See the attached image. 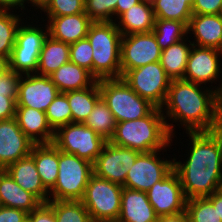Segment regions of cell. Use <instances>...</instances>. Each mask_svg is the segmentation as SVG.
Masks as SVG:
<instances>
[{
    "label": "cell",
    "mask_w": 222,
    "mask_h": 222,
    "mask_svg": "<svg viewBox=\"0 0 222 222\" xmlns=\"http://www.w3.org/2000/svg\"><path fill=\"white\" fill-rule=\"evenodd\" d=\"M200 87L201 84L183 79L171 80L161 112L172 138L175 136V125L168 123L169 119L185 126L186 133L214 130L217 112L222 105V82L219 87L211 90L209 87Z\"/></svg>",
    "instance_id": "6da1fadb"
},
{
    "label": "cell",
    "mask_w": 222,
    "mask_h": 222,
    "mask_svg": "<svg viewBox=\"0 0 222 222\" xmlns=\"http://www.w3.org/2000/svg\"><path fill=\"white\" fill-rule=\"evenodd\" d=\"M30 156L34 159L44 187L50 191L58 177L59 149L53 143L34 144Z\"/></svg>",
    "instance_id": "d4e9b609"
},
{
    "label": "cell",
    "mask_w": 222,
    "mask_h": 222,
    "mask_svg": "<svg viewBox=\"0 0 222 222\" xmlns=\"http://www.w3.org/2000/svg\"><path fill=\"white\" fill-rule=\"evenodd\" d=\"M59 93L58 88L49 76L37 74L21 75L17 107H31L46 112L48 106Z\"/></svg>",
    "instance_id": "9a60e30c"
},
{
    "label": "cell",
    "mask_w": 222,
    "mask_h": 222,
    "mask_svg": "<svg viewBox=\"0 0 222 222\" xmlns=\"http://www.w3.org/2000/svg\"><path fill=\"white\" fill-rule=\"evenodd\" d=\"M21 75L9 69L0 75V95L18 98V89Z\"/></svg>",
    "instance_id": "ab89813d"
},
{
    "label": "cell",
    "mask_w": 222,
    "mask_h": 222,
    "mask_svg": "<svg viewBox=\"0 0 222 222\" xmlns=\"http://www.w3.org/2000/svg\"><path fill=\"white\" fill-rule=\"evenodd\" d=\"M220 51L222 52V39H221V44H220Z\"/></svg>",
    "instance_id": "11a10c76"
},
{
    "label": "cell",
    "mask_w": 222,
    "mask_h": 222,
    "mask_svg": "<svg viewBox=\"0 0 222 222\" xmlns=\"http://www.w3.org/2000/svg\"><path fill=\"white\" fill-rule=\"evenodd\" d=\"M122 78L140 97L156 108H162L171 79L160 61L129 70Z\"/></svg>",
    "instance_id": "30bf717a"
},
{
    "label": "cell",
    "mask_w": 222,
    "mask_h": 222,
    "mask_svg": "<svg viewBox=\"0 0 222 222\" xmlns=\"http://www.w3.org/2000/svg\"><path fill=\"white\" fill-rule=\"evenodd\" d=\"M152 32L162 51L188 36L187 25L175 20L155 19Z\"/></svg>",
    "instance_id": "4dcf8cb0"
},
{
    "label": "cell",
    "mask_w": 222,
    "mask_h": 222,
    "mask_svg": "<svg viewBox=\"0 0 222 222\" xmlns=\"http://www.w3.org/2000/svg\"><path fill=\"white\" fill-rule=\"evenodd\" d=\"M34 143L20 129L17 119L0 121V170L30 155Z\"/></svg>",
    "instance_id": "e0dca14e"
},
{
    "label": "cell",
    "mask_w": 222,
    "mask_h": 222,
    "mask_svg": "<svg viewBox=\"0 0 222 222\" xmlns=\"http://www.w3.org/2000/svg\"><path fill=\"white\" fill-rule=\"evenodd\" d=\"M187 39L189 38L187 37L186 39L170 45L161 53V66L171 80L184 79L187 60L193 46L191 43L192 41Z\"/></svg>",
    "instance_id": "83f0119b"
},
{
    "label": "cell",
    "mask_w": 222,
    "mask_h": 222,
    "mask_svg": "<svg viewBox=\"0 0 222 222\" xmlns=\"http://www.w3.org/2000/svg\"><path fill=\"white\" fill-rule=\"evenodd\" d=\"M147 198L157 216L182 213L186 208V197L178 173L174 168L147 192Z\"/></svg>",
    "instance_id": "5bb4252c"
},
{
    "label": "cell",
    "mask_w": 222,
    "mask_h": 222,
    "mask_svg": "<svg viewBox=\"0 0 222 222\" xmlns=\"http://www.w3.org/2000/svg\"><path fill=\"white\" fill-rule=\"evenodd\" d=\"M48 36V27L38 28V25H19L16 40L9 58V69L20 75L36 74L38 59Z\"/></svg>",
    "instance_id": "9c48e42d"
},
{
    "label": "cell",
    "mask_w": 222,
    "mask_h": 222,
    "mask_svg": "<svg viewBox=\"0 0 222 222\" xmlns=\"http://www.w3.org/2000/svg\"><path fill=\"white\" fill-rule=\"evenodd\" d=\"M156 222H190L186 211L182 213L158 216Z\"/></svg>",
    "instance_id": "f6af8a7d"
},
{
    "label": "cell",
    "mask_w": 222,
    "mask_h": 222,
    "mask_svg": "<svg viewBox=\"0 0 222 222\" xmlns=\"http://www.w3.org/2000/svg\"><path fill=\"white\" fill-rule=\"evenodd\" d=\"M23 222H30V220L28 218H26Z\"/></svg>",
    "instance_id": "9f6ffc18"
},
{
    "label": "cell",
    "mask_w": 222,
    "mask_h": 222,
    "mask_svg": "<svg viewBox=\"0 0 222 222\" xmlns=\"http://www.w3.org/2000/svg\"><path fill=\"white\" fill-rule=\"evenodd\" d=\"M86 38L93 50L92 75L97 80L121 78L122 34L116 22H93Z\"/></svg>",
    "instance_id": "277c9868"
},
{
    "label": "cell",
    "mask_w": 222,
    "mask_h": 222,
    "mask_svg": "<svg viewBox=\"0 0 222 222\" xmlns=\"http://www.w3.org/2000/svg\"><path fill=\"white\" fill-rule=\"evenodd\" d=\"M141 2H147V3H150L152 4L155 0H140Z\"/></svg>",
    "instance_id": "db71d44e"
},
{
    "label": "cell",
    "mask_w": 222,
    "mask_h": 222,
    "mask_svg": "<svg viewBox=\"0 0 222 222\" xmlns=\"http://www.w3.org/2000/svg\"><path fill=\"white\" fill-rule=\"evenodd\" d=\"M187 3L192 7L195 3V0H186Z\"/></svg>",
    "instance_id": "f5cc1de1"
},
{
    "label": "cell",
    "mask_w": 222,
    "mask_h": 222,
    "mask_svg": "<svg viewBox=\"0 0 222 222\" xmlns=\"http://www.w3.org/2000/svg\"><path fill=\"white\" fill-rule=\"evenodd\" d=\"M15 118L20 129L34 144L53 143L55 131L49 125L45 112L31 107H16Z\"/></svg>",
    "instance_id": "d6986e66"
},
{
    "label": "cell",
    "mask_w": 222,
    "mask_h": 222,
    "mask_svg": "<svg viewBox=\"0 0 222 222\" xmlns=\"http://www.w3.org/2000/svg\"><path fill=\"white\" fill-rule=\"evenodd\" d=\"M118 0H85V13L93 22L116 21L115 10ZM115 17V20L113 18Z\"/></svg>",
    "instance_id": "8d00e7d4"
},
{
    "label": "cell",
    "mask_w": 222,
    "mask_h": 222,
    "mask_svg": "<svg viewBox=\"0 0 222 222\" xmlns=\"http://www.w3.org/2000/svg\"><path fill=\"white\" fill-rule=\"evenodd\" d=\"M68 98L73 123H84L92 112L96 102L101 98L99 80L92 86L64 93Z\"/></svg>",
    "instance_id": "f1b7e54d"
},
{
    "label": "cell",
    "mask_w": 222,
    "mask_h": 222,
    "mask_svg": "<svg viewBox=\"0 0 222 222\" xmlns=\"http://www.w3.org/2000/svg\"><path fill=\"white\" fill-rule=\"evenodd\" d=\"M27 216L23 210L0 205V222H23Z\"/></svg>",
    "instance_id": "7bdbcfd3"
},
{
    "label": "cell",
    "mask_w": 222,
    "mask_h": 222,
    "mask_svg": "<svg viewBox=\"0 0 222 222\" xmlns=\"http://www.w3.org/2000/svg\"><path fill=\"white\" fill-rule=\"evenodd\" d=\"M48 35L67 44L87 37L93 21L83 12L65 16H47Z\"/></svg>",
    "instance_id": "ac0fdd59"
},
{
    "label": "cell",
    "mask_w": 222,
    "mask_h": 222,
    "mask_svg": "<svg viewBox=\"0 0 222 222\" xmlns=\"http://www.w3.org/2000/svg\"><path fill=\"white\" fill-rule=\"evenodd\" d=\"M10 11L0 9V55L8 58L15 44L17 29L22 22L20 15Z\"/></svg>",
    "instance_id": "836d02e7"
},
{
    "label": "cell",
    "mask_w": 222,
    "mask_h": 222,
    "mask_svg": "<svg viewBox=\"0 0 222 222\" xmlns=\"http://www.w3.org/2000/svg\"><path fill=\"white\" fill-rule=\"evenodd\" d=\"M51 0H27L26 3L32 4V6L37 7L35 9L43 10Z\"/></svg>",
    "instance_id": "f907efd6"
},
{
    "label": "cell",
    "mask_w": 222,
    "mask_h": 222,
    "mask_svg": "<svg viewBox=\"0 0 222 222\" xmlns=\"http://www.w3.org/2000/svg\"><path fill=\"white\" fill-rule=\"evenodd\" d=\"M60 93L92 86L97 79L87 69L68 61L49 75Z\"/></svg>",
    "instance_id": "484cf974"
},
{
    "label": "cell",
    "mask_w": 222,
    "mask_h": 222,
    "mask_svg": "<svg viewBox=\"0 0 222 222\" xmlns=\"http://www.w3.org/2000/svg\"><path fill=\"white\" fill-rule=\"evenodd\" d=\"M85 0H51L42 10L47 16H65L85 12Z\"/></svg>",
    "instance_id": "f35d334b"
},
{
    "label": "cell",
    "mask_w": 222,
    "mask_h": 222,
    "mask_svg": "<svg viewBox=\"0 0 222 222\" xmlns=\"http://www.w3.org/2000/svg\"><path fill=\"white\" fill-rule=\"evenodd\" d=\"M185 211L190 222H222L217 206H213L207 197L187 199Z\"/></svg>",
    "instance_id": "e575fe53"
},
{
    "label": "cell",
    "mask_w": 222,
    "mask_h": 222,
    "mask_svg": "<svg viewBox=\"0 0 222 222\" xmlns=\"http://www.w3.org/2000/svg\"><path fill=\"white\" fill-rule=\"evenodd\" d=\"M221 55L222 52L216 48L193 45L187 60L183 80L201 85L208 82H211V84L215 82L216 84L215 80L219 79L222 73Z\"/></svg>",
    "instance_id": "2e32d148"
},
{
    "label": "cell",
    "mask_w": 222,
    "mask_h": 222,
    "mask_svg": "<svg viewBox=\"0 0 222 222\" xmlns=\"http://www.w3.org/2000/svg\"><path fill=\"white\" fill-rule=\"evenodd\" d=\"M141 152L113 145L107 141L93 163V174L100 178L123 185L126 175Z\"/></svg>",
    "instance_id": "4fadbf2b"
},
{
    "label": "cell",
    "mask_w": 222,
    "mask_h": 222,
    "mask_svg": "<svg viewBox=\"0 0 222 222\" xmlns=\"http://www.w3.org/2000/svg\"><path fill=\"white\" fill-rule=\"evenodd\" d=\"M47 120L51 128L56 131L59 127L72 123V113L68 98L64 93H59L48 106L46 112Z\"/></svg>",
    "instance_id": "d590c367"
},
{
    "label": "cell",
    "mask_w": 222,
    "mask_h": 222,
    "mask_svg": "<svg viewBox=\"0 0 222 222\" xmlns=\"http://www.w3.org/2000/svg\"><path fill=\"white\" fill-rule=\"evenodd\" d=\"M17 101L13 97L0 95V121L15 117Z\"/></svg>",
    "instance_id": "ee69618b"
},
{
    "label": "cell",
    "mask_w": 222,
    "mask_h": 222,
    "mask_svg": "<svg viewBox=\"0 0 222 222\" xmlns=\"http://www.w3.org/2000/svg\"><path fill=\"white\" fill-rule=\"evenodd\" d=\"M99 91L116 123L146 117L156 108L140 97L123 78L99 80Z\"/></svg>",
    "instance_id": "5b68a950"
},
{
    "label": "cell",
    "mask_w": 222,
    "mask_h": 222,
    "mask_svg": "<svg viewBox=\"0 0 222 222\" xmlns=\"http://www.w3.org/2000/svg\"><path fill=\"white\" fill-rule=\"evenodd\" d=\"M70 44L56 40L48 35L43 43L39 59L37 75L49 76L60 66L70 61Z\"/></svg>",
    "instance_id": "4316f807"
},
{
    "label": "cell",
    "mask_w": 222,
    "mask_h": 222,
    "mask_svg": "<svg viewBox=\"0 0 222 222\" xmlns=\"http://www.w3.org/2000/svg\"><path fill=\"white\" fill-rule=\"evenodd\" d=\"M160 151L162 150L141 152L130 167L122 186L147 192L155 183L162 180L173 169L174 160H162L158 156Z\"/></svg>",
    "instance_id": "8fae6325"
},
{
    "label": "cell",
    "mask_w": 222,
    "mask_h": 222,
    "mask_svg": "<svg viewBox=\"0 0 222 222\" xmlns=\"http://www.w3.org/2000/svg\"><path fill=\"white\" fill-rule=\"evenodd\" d=\"M70 61L83 67L92 74L93 50L87 38L70 44Z\"/></svg>",
    "instance_id": "74e56055"
},
{
    "label": "cell",
    "mask_w": 222,
    "mask_h": 222,
    "mask_svg": "<svg viewBox=\"0 0 222 222\" xmlns=\"http://www.w3.org/2000/svg\"><path fill=\"white\" fill-rule=\"evenodd\" d=\"M106 140L84 123H69L55 131L53 144L61 151L94 163Z\"/></svg>",
    "instance_id": "ba28073f"
},
{
    "label": "cell",
    "mask_w": 222,
    "mask_h": 222,
    "mask_svg": "<svg viewBox=\"0 0 222 222\" xmlns=\"http://www.w3.org/2000/svg\"><path fill=\"white\" fill-rule=\"evenodd\" d=\"M161 53L162 50L153 32L122 36L121 78L129 70L160 61Z\"/></svg>",
    "instance_id": "7c38bea8"
},
{
    "label": "cell",
    "mask_w": 222,
    "mask_h": 222,
    "mask_svg": "<svg viewBox=\"0 0 222 222\" xmlns=\"http://www.w3.org/2000/svg\"><path fill=\"white\" fill-rule=\"evenodd\" d=\"M118 19L115 21L118 22L116 26L122 36H126L133 33L152 32L156 18L152 4L140 1L122 13Z\"/></svg>",
    "instance_id": "603a6c76"
},
{
    "label": "cell",
    "mask_w": 222,
    "mask_h": 222,
    "mask_svg": "<svg viewBox=\"0 0 222 222\" xmlns=\"http://www.w3.org/2000/svg\"><path fill=\"white\" fill-rule=\"evenodd\" d=\"M27 0H0V9L3 10H13L17 8H21V10H25V2Z\"/></svg>",
    "instance_id": "bcb514c9"
},
{
    "label": "cell",
    "mask_w": 222,
    "mask_h": 222,
    "mask_svg": "<svg viewBox=\"0 0 222 222\" xmlns=\"http://www.w3.org/2000/svg\"><path fill=\"white\" fill-rule=\"evenodd\" d=\"M122 189V185L92 174L81 201L93 222L117 221L121 209Z\"/></svg>",
    "instance_id": "52a82bcc"
},
{
    "label": "cell",
    "mask_w": 222,
    "mask_h": 222,
    "mask_svg": "<svg viewBox=\"0 0 222 222\" xmlns=\"http://www.w3.org/2000/svg\"><path fill=\"white\" fill-rule=\"evenodd\" d=\"M190 150L185 162L173 158L186 199L207 197L222 189V143L213 132H187Z\"/></svg>",
    "instance_id": "7a4b0ae2"
},
{
    "label": "cell",
    "mask_w": 222,
    "mask_h": 222,
    "mask_svg": "<svg viewBox=\"0 0 222 222\" xmlns=\"http://www.w3.org/2000/svg\"><path fill=\"white\" fill-rule=\"evenodd\" d=\"M152 6L156 19L181 21L187 26L193 15L186 0H155Z\"/></svg>",
    "instance_id": "d6a6232c"
},
{
    "label": "cell",
    "mask_w": 222,
    "mask_h": 222,
    "mask_svg": "<svg viewBox=\"0 0 222 222\" xmlns=\"http://www.w3.org/2000/svg\"><path fill=\"white\" fill-rule=\"evenodd\" d=\"M187 31L194 35L195 42H192L193 45L212 47L220 51L222 14H193L187 26Z\"/></svg>",
    "instance_id": "ffe728a7"
},
{
    "label": "cell",
    "mask_w": 222,
    "mask_h": 222,
    "mask_svg": "<svg viewBox=\"0 0 222 222\" xmlns=\"http://www.w3.org/2000/svg\"><path fill=\"white\" fill-rule=\"evenodd\" d=\"M193 14H222V0H195Z\"/></svg>",
    "instance_id": "60d3db41"
},
{
    "label": "cell",
    "mask_w": 222,
    "mask_h": 222,
    "mask_svg": "<svg viewBox=\"0 0 222 222\" xmlns=\"http://www.w3.org/2000/svg\"><path fill=\"white\" fill-rule=\"evenodd\" d=\"M4 170L18 185L33 194L41 203L49 201V191L44 187L34 159L30 155L11 163Z\"/></svg>",
    "instance_id": "44dd1931"
},
{
    "label": "cell",
    "mask_w": 222,
    "mask_h": 222,
    "mask_svg": "<svg viewBox=\"0 0 222 222\" xmlns=\"http://www.w3.org/2000/svg\"><path fill=\"white\" fill-rule=\"evenodd\" d=\"M157 217L146 192L123 187L121 209L116 222H156Z\"/></svg>",
    "instance_id": "7402d4cb"
},
{
    "label": "cell",
    "mask_w": 222,
    "mask_h": 222,
    "mask_svg": "<svg viewBox=\"0 0 222 222\" xmlns=\"http://www.w3.org/2000/svg\"><path fill=\"white\" fill-rule=\"evenodd\" d=\"M9 70V58L0 55V75Z\"/></svg>",
    "instance_id": "816d5d0a"
},
{
    "label": "cell",
    "mask_w": 222,
    "mask_h": 222,
    "mask_svg": "<svg viewBox=\"0 0 222 222\" xmlns=\"http://www.w3.org/2000/svg\"><path fill=\"white\" fill-rule=\"evenodd\" d=\"M40 204L41 202L33 194L18 185L5 170H0L1 206L20 209L29 214Z\"/></svg>",
    "instance_id": "cb8c5ba5"
},
{
    "label": "cell",
    "mask_w": 222,
    "mask_h": 222,
    "mask_svg": "<svg viewBox=\"0 0 222 222\" xmlns=\"http://www.w3.org/2000/svg\"><path fill=\"white\" fill-rule=\"evenodd\" d=\"M84 124L109 141L115 132L116 121L105 102L100 98Z\"/></svg>",
    "instance_id": "f546056e"
},
{
    "label": "cell",
    "mask_w": 222,
    "mask_h": 222,
    "mask_svg": "<svg viewBox=\"0 0 222 222\" xmlns=\"http://www.w3.org/2000/svg\"><path fill=\"white\" fill-rule=\"evenodd\" d=\"M56 222H93L82 201L49 200Z\"/></svg>",
    "instance_id": "1f68e13d"
},
{
    "label": "cell",
    "mask_w": 222,
    "mask_h": 222,
    "mask_svg": "<svg viewBox=\"0 0 222 222\" xmlns=\"http://www.w3.org/2000/svg\"><path fill=\"white\" fill-rule=\"evenodd\" d=\"M170 135L161 108H155L149 115L136 120L116 123L113 145L127 147L139 152H151L172 146Z\"/></svg>",
    "instance_id": "3957f363"
},
{
    "label": "cell",
    "mask_w": 222,
    "mask_h": 222,
    "mask_svg": "<svg viewBox=\"0 0 222 222\" xmlns=\"http://www.w3.org/2000/svg\"><path fill=\"white\" fill-rule=\"evenodd\" d=\"M140 0H118L116 4L115 15L117 18L124 13L126 10L130 9L133 5L139 3Z\"/></svg>",
    "instance_id": "7dc6e473"
},
{
    "label": "cell",
    "mask_w": 222,
    "mask_h": 222,
    "mask_svg": "<svg viewBox=\"0 0 222 222\" xmlns=\"http://www.w3.org/2000/svg\"><path fill=\"white\" fill-rule=\"evenodd\" d=\"M27 218L30 222H56L54 211L47 203H41Z\"/></svg>",
    "instance_id": "b9f144b4"
},
{
    "label": "cell",
    "mask_w": 222,
    "mask_h": 222,
    "mask_svg": "<svg viewBox=\"0 0 222 222\" xmlns=\"http://www.w3.org/2000/svg\"><path fill=\"white\" fill-rule=\"evenodd\" d=\"M92 174L93 163L59 150L58 177L49 200L81 201Z\"/></svg>",
    "instance_id": "8992f818"
},
{
    "label": "cell",
    "mask_w": 222,
    "mask_h": 222,
    "mask_svg": "<svg viewBox=\"0 0 222 222\" xmlns=\"http://www.w3.org/2000/svg\"><path fill=\"white\" fill-rule=\"evenodd\" d=\"M207 198L213 203V206H217V213L222 220V189L213 192Z\"/></svg>",
    "instance_id": "c3c4849f"
},
{
    "label": "cell",
    "mask_w": 222,
    "mask_h": 222,
    "mask_svg": "<svg viewBox=\"0 0 222 222\" xmlns=\"http://www.w3.org/2000/svg\"><path fill=\"white\" fill-rule=\"evenodd\" d=\"M213 132L220 138L222 143V105L218 109Z\"/></svg>",
    "instance_id": "681fc988"
}]
</instances>
